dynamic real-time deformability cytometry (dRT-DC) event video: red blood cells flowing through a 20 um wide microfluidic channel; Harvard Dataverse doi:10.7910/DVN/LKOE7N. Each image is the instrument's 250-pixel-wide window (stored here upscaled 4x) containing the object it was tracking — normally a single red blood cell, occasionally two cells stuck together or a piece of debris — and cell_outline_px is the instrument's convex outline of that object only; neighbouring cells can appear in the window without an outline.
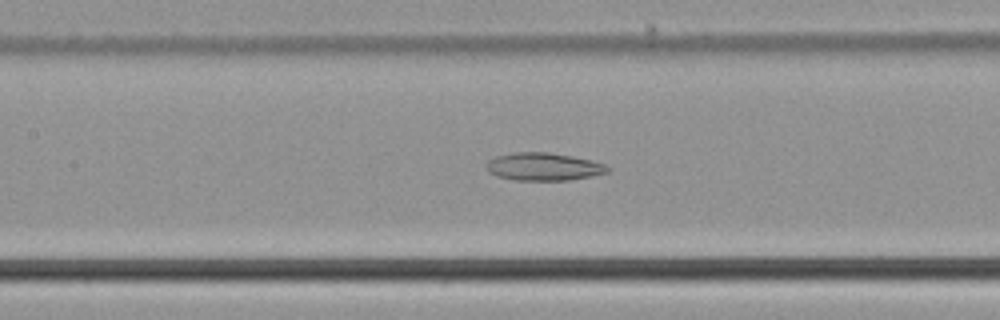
{"species": "common noctule bat (a hibernating species)", "species_latin": "Nyctalus noctula", "temperature_condition": "cold", "stored_images_in_passage": 45, "camera_frame_rate_fps": 3000, "um_per_image_px": 0.085, "animal": {"sex": "male", "body_mass_g": 21.5, "forearm_length_mm": 52.0}, "frame": {"image": 1, "passage_image": 16, "time_ms": 5.0, "image_size_px": [1000, 320], "cell_outline_px": [[612, 168], [608, 172], [592, 176], [568, 180], [512, 180], [496, 176], [488, 172], [488, 160], [496, 156], [512, 152], [548, 152], [572, 156], [592, 160], [604, 164]], "centroid_in_image_um": [46.22, 14.16], "position_along_channel_um": 161.2, "area_um2": 19.71}}
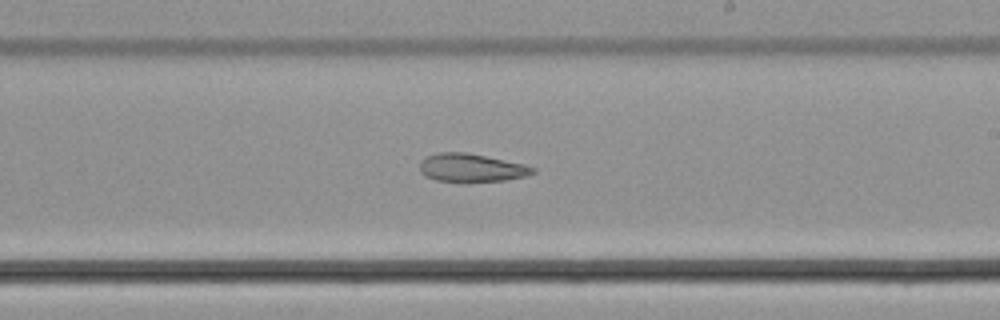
{"frame": {"image": 2, "passage_image": 23, "time_ms": 7.333, "image_size_px": [1000, 320], "cell_outline_px": [[536, 172], [528, 176], [504, 180], [436, 180], [424, 176], [420, 172], [420, 160], [428, 156], [440, 152], [468, 152], [524, 164], [536, 168]], "centroid_in_image_um": [40.08, 14.23], "position_along_channel_um": 248.9, "area_um2": 18.26}}
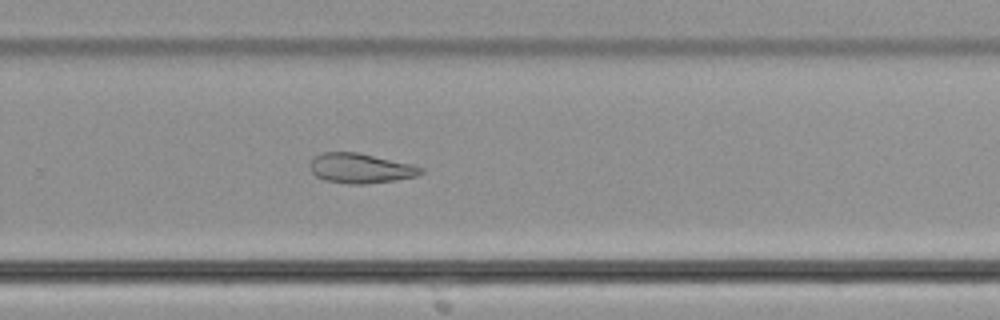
{"frame": {"image": 3, "passage_image": 27, "time_ms": 8.667, "image_size_px": [1000, 320], "cell_outline_px": [[424, 172], [416, 176], [396, 180], [364, 184], [348, 184], [324, 180], [316, 176], [312, 172], [308, 164], [320, 152], [356, 152], [408, 164], [424, 168]], "centroid_in_image_um": [30.59, 14.31], "position_along_channel_um": 299.2, "area_um2": 19.07}, "authors_computed_cell_mechanics": {"area_um2": 21.964, "velocity_mm_per_s": 3.775, "shape_relaxation_time_tau1_ms": null, "shape_relaxation_time_tau2_ms": 4.6532, "deformation_change_tau1": null, "deformation_change_tau2": 0.127}}